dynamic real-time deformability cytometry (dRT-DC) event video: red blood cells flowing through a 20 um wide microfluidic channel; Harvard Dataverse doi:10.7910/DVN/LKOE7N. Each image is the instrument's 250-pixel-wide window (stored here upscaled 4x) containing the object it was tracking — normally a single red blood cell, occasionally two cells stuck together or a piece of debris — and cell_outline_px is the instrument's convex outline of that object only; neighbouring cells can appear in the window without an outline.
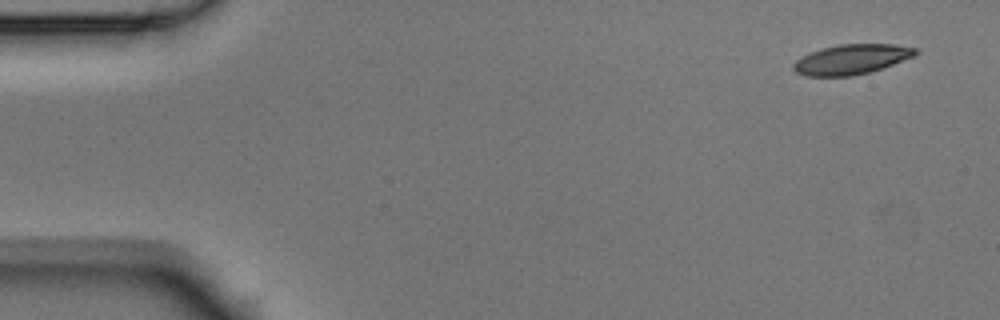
{"species": "Egyptian fruit bat (a non-hibernating species)", "species_latin": "Rousettus aegyptiacus", "temperature_condition": "room temperature", "stored_images_in_passage": 6, "camera_frame_rate_fps": 3000, "um_per_image_px": 0.085, "animal": {"sex": "male"}, "frame": {"image": 1, "passage_image": 1, "time_ms": 0.0, "image_size_px": [1000, 320], "cell_outline_px": [[920, 52], [916, 56], [868, 72], [852, 76], [804, 76], [796, 72], [792, 68], [792, 64], [796, 60], [820, 48], [840, 44], [896, 44], [916, 48]], "centroid_in_image_um": [72.39, 5.04], "position_along_channel_um": 12.6, "area_um2": 21.27}}
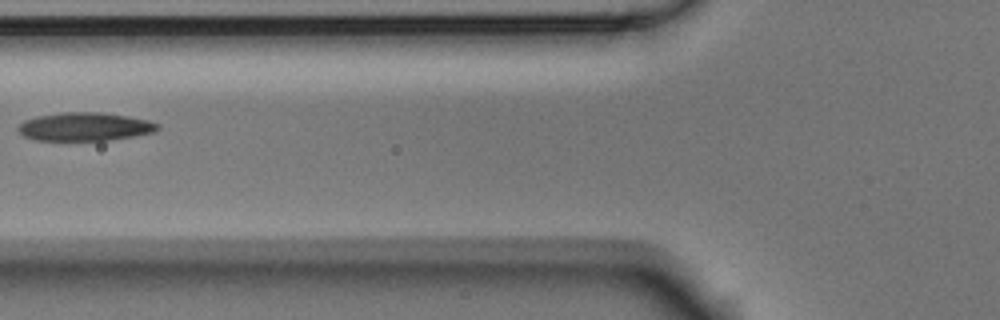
{"frame": {"image": 2, "passage_image": 5, "time_ms": 1.333, "image_size_px": [1000, 320], "cell_outline_px": [[160, 128], [156, 132], [108, 140], [36, 140], [24, 136], [16, 128], [24, 120], [36, 116], [64, 112], [100, 112], [128, 116], [148, 120], [160, 124]], "centroid_in_image_um": [7.22, 10.76], "position_along_channel_um": 118.6, "area_um2": 23.06}}
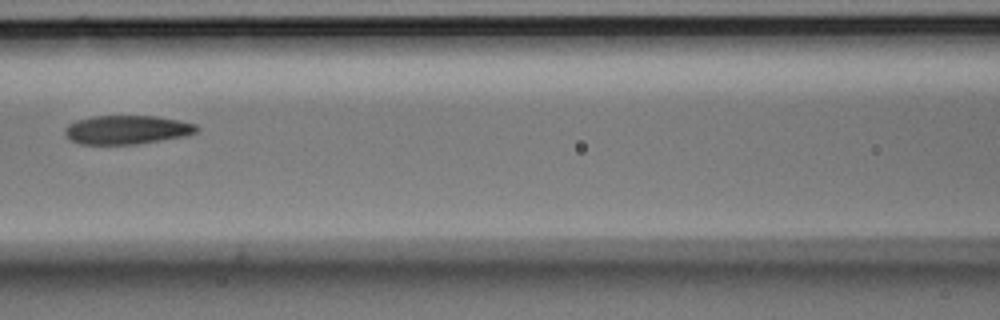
{"frame": {"image": 3, "passage_image": 6, "time_ms": 1.667, "image_size_px": [1000, 320], "cell_outline_px": [[200, 128], [196, 132], [188, 136], [136, 144], [80, 144], [72, 140], [64, 132], [64, 128], [68, 124], [76, 120], [92, 116], [156, 116], [196, 124]], "centroid_in_image_um": [10.8, 11.03], "position_along_channel_um": 155.8, "area_um2": 22.14}}